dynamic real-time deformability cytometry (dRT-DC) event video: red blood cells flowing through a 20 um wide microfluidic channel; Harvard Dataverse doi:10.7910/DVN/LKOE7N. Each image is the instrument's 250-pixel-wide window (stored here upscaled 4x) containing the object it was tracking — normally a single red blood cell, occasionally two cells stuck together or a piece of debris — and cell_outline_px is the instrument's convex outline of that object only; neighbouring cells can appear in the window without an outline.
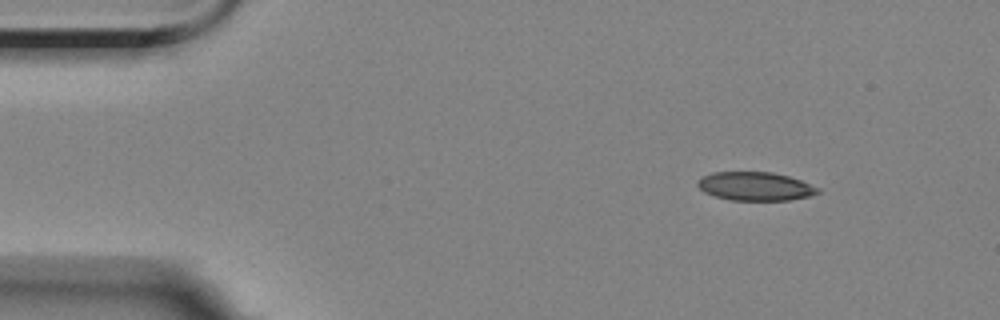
{"species": "Egyptian fruit bat (a non-hibernating species)", "species_latin": "Rousettus aegyptiacus", "temperature_condition": "room temperature", "stored_images_in_passage": 8, "camera_frame_rate_fps": 3000, "um_per_image_px": 0.085, "animal": {"sex": "female"}, "frame": {"image": 1, "passage_image": 1, "time_ms": 0.0, "image_size_px": [1000, 320], "cell_outline_px": [[820, 192], [808, 196], [788, 200], [728, 200], [704, 192], [696, 184], [696, 180], [700, 176], [712, 172], [772, 172], [788, 176], [800, 180], [820, 188]], "centroid_in_image_um": [64.15, 15.83], "position_along_channel_um": 20.9, "area_um2": 20.06}}
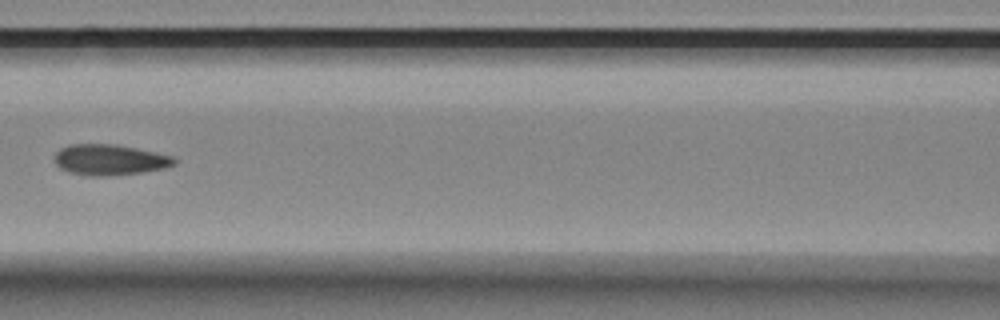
{"frame": {"image": 2, "passage_image": 6, "time_ms": 6.0, "image_size_px": [1000, 320], "cell_outline_px": [[176, 164], [164, 168], [144, 172], [104, 176], [88, 176], [68, 172], [60, 168], [56, 164], [52, 156], [60, 148], [68, 144], [116, 144], [136, 148], [172, 156], [176, 160]], "centroid_in_image_um": [9.27, 13.58], "position_along_channel_um": 157.3, "area_um2": 21.62}}
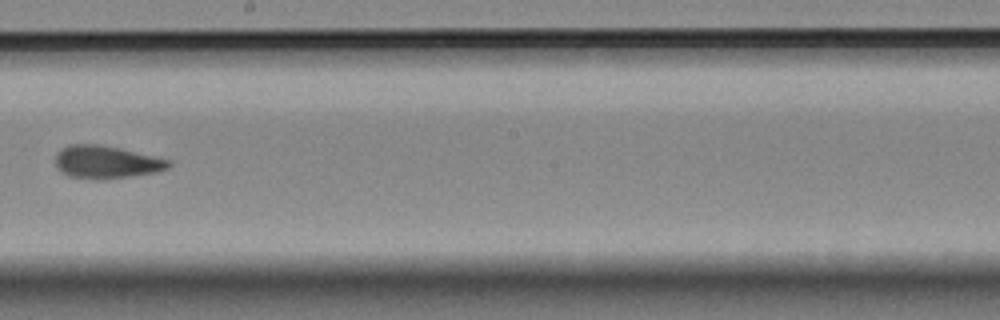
{"frame": {"image": 3, "passage_image": 8, "time_ms": 8.333, "image_size_px": [1000, 320], "cell_outline_px": [[172, 164], [168, 168], [156, 172], [100, 180], [96, 180], [68, 176], [60, 172], [56, 168], [56, 156], [68, 144], [96, 144], [120, 148], [172, 160]], "centroid_in_image_um": [9.04, 13.78], "position_along_channel_um": 239.2, "area_um2": 21.62}}